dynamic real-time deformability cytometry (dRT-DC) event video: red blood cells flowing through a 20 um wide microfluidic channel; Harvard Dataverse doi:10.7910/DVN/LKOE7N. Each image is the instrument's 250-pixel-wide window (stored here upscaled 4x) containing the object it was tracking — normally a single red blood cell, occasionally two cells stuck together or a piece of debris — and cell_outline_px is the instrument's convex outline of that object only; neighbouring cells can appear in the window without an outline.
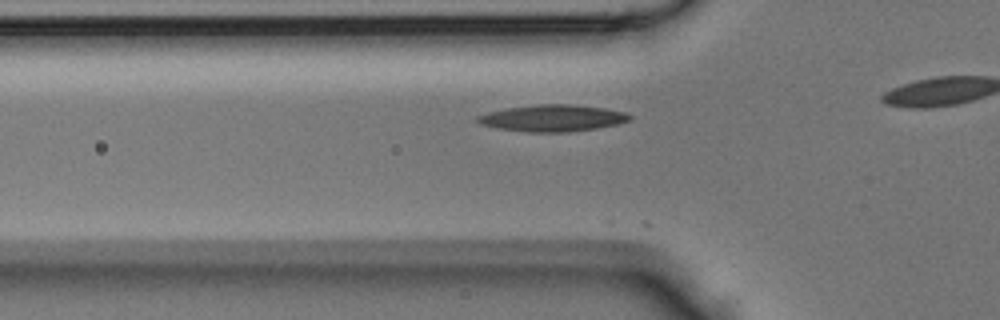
{"species": "Egyptian fruit bat (a non-hibernating species)", "species_latin": "Rousettus aegyptiacus", "temperature_condition": "room temperature", "stored_images_in_passage": 5, "camera_frame_rate_fps": 3000, "um_per_image_px": 0.085, "animal": {"sex": "male"}, "frame": {"image": 1, "passage_image": 2, "time_ms": 0.333, "image_size_px": [1000, 320], "cell_outline_px": [[632, 120], [616, 124], [596, 128], [568, 132], [528, 132], [500, 128], [480, 124], [476, 120], [476, 116], [508, 108], [536, 104], [572, 104], [604, 108], [628, 112], [632, 116]], "centroid_in_image_um": [47.03, 10.03], "position_along_channel_um": 78.8, "area_um2": 23.52}}